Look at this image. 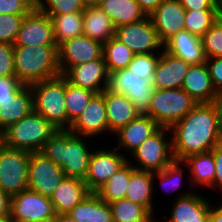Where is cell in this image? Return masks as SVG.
Instances as JSON below:
<instances>
[{"label": "cell", "mask_w": 222, "mask_h": 222, "mask_svg": "<svg viewBox=\"0 0 222 222\" xmlns=\"http://www.w3.org/2000/svg\"><path fill=\"white\" fill-rule=\"evenodd\" d=\"M172 130V152L175 160L212 151L222 142V124L211 103L197 104Z\"/></svg>", "instance_id": "obj_1"}, {"label": "cell", "mask_w": 222, "mask_h": 222, "mask_svg": "<svg viewBox=\"0 0 222 222\" xmlns=\"http://www.w3.org/2000/svg\"><path fill=\"white\" fill-rule=\"evenodd\" d=\"M82 136L69 129H58L44 143L40 153L61 167L65 177L85 179L91 152Z\"/></svg>", "instance_id": "obj_2"}, {"label": "cell", "mask_w": 222, "mask_h": 222, "mask_svg": "<svg viewBox=\"0 0 222 222\" xmlns=\"http://www.w3.org/2000/svg\"><path fill=\"white\" fill-rule=\"evenodd\" d=\"M16 79L24 85L61 75L58 46H14Z\"/></svg>", "instance_id": "obj_3"}, {"label": "cell", "mask_w": 222, "mask_h": 222, "mask_svg": "<svg viewBox=\"0 0 222 222\" xmlns=\"http://www.w3.org/2000/svg\"><path fill=\"white\" fill-rule=\"evenodd\" d=\"M29 86L33 94L34 111L42 115L57 130L69 129L72 123L67 119L66 112V78L59 75Z\"/></svg>", "instance_id": "obj_4"}, {"label": "cell", "mask_w": 222, "mask_h": 222, "mask_svg": "<svg viewBox=\"0 0 222 222\" xmlns=\"http://www.w3.org/2000/svg\"><path fill=\"white\" fill-rule=\"evenodd\" d=\"M56 130L42 115L32 111L6 129L0 135V140L9 148L35 153L41 151Z\"/></svg>", "instance_id": "obj_5"}, {"label": "cell", "mask_w": 222, "mask_h": 222, "mask_svg": "<svg viewBox=\"0 0 222 222\" xmlns=\"http://www.w3.org/2000/svg\"><path fill=\"white\" fill-rule=\"evenodd\" d=\"M197 103L182 88L154 89L149 112L146 114L160 127L171 128L192 110Z\"/></svg>", "instance_id": "obj_6"}, {"label": "cell", "mask_w": 222, "mask_h": 222, "mask_svg": "<svg viewBox=\"0 0 222 222\" xmlns=\"http://www.w3.org/2000/svg\"><path fill=\"white\" fill-rule=\"evenodd\" d=\"M30 154L0 142V189L7 195L12 197L28 189Z\"/></svg>", "instance_id": "obj_7"}, {"label": "cell", "mask_w": 222, "mask_h": 222, "mask_svg": "<svg viewBox=\"0 0 222 222\" xmlns=\"http://www.w3.org/2000/svg\"><path fill=\"white\" fill-rule=\"evenodd\" d=\"M107 89L126 95L139 114L146 115L149 112L154 85L129 69H118L109 73Z\"/></svg>", "instance_id": "obj_8"}, {"label": "cell", "mask_w": 222, "mask_h": 222, "mask_svg": "<svg viewBox=\"0 0 222 222\" xmlns=\"http://www.w3.org/2000/svg\"><path fill=\"white\" fill-rule=\"evenodd\" d=\"M167 131L171 132L170 128L160 127L132 152L141 165V168L135 166V169L155 173L163 170L175 160L172 142H167L164 139V133Z\"/></svg>", "instance_id": "obj_9"}, {"label": "cell", "mask_w": 222, "mask_h": 222, "mask_svg": "<svg viewBox=\"0 0 222 222\" xmlns=\"http://www.w3.org/2000/svg\"><path fill=\"white\" fill-rule=\"evenodd\" d=\"M114 37L124 43L134 54H151L163 46L149 16L115 28Z\"/></svg>", "instance_id": "obj_10"}, {"label": "cell", "mask_w": 222, "mask_h": 222, "mask_svg": "<svg viewBox=\"0 0 222 222\" xmlns=\"http://www.w3.org/2000/svg\"><path fill=\"white\" fill-rule=\"evenodd\" d=\"M64 177L61 167L43 154L40 152L30 154L28 189L50 198Z\"/></svg>", "instance_id": "obj_11"}, {"label": "cell", "mask_w": 222, "mask_h": 222, "mask_svg": "<svg viewBox=\"0 0 222 222\" xmlns=\"http://www.w3.org/2000/svg\"><path fill=\"white\" fill-rule=\"evenodd\" d=\"M10 216L13 222H37L55 218L56 214L49 197L26 189L12 196Z\"/></svg>", "instance_id": "obj_12"}, {"label": "cell", "mask_w": 222, "mask_h": 222, "mask_svg": "<svg viewBox=\"0 0 222 222\" xmlns=\"http://www.w3.org/2000/svg\"><path fill=\"white\" fill-rule=\"evenodd\" d=\"M14 46H57L51 18L34 7L25 15Z\"/></svg>", "instance_id": "obj_13"}, {"label": "cell", "mask_w": 222, "mask_h": 222, "mask_svg": "<svg viewBox=\"0 0 222 222\" xmlns=\"http://www.w3.org/2000/svg\"><path fill=\"white\" fill-rule=\"evenodd\" d=\"M102 55L103 44L84 34L68 39L58 46V66L61 75L73 66L95 60Z\"/></svg>", "instance_id": "obj_14"}, {"label": "cell", "mask_w": 222, "mask_h": 222, "mask_svg": "<svg viewBox=\"0 0 222 222\" xmlns=\"http://www.w3.org/2000/svg\"><path fill=\"white\" fill-rule=\"evenodd\" d=\"M128 159L114 149L99 150L91 153L88 171L84 182L91 192H96L107 182Z\"/></svg>", "instance_id": "obj_15"}, {"label": "cell", "mask_w": 222, "mask_h": 222, "mask_svg": "<svg viewBox=\"0 0 222 222\" xmlns=\"http://www.w3.org/2000/svg\"><path fill=\"white\" fill-rule=\"evenodd\" d=\"M63 76L74 86L86 88L100 94L107 88L109 73L102 55L95 60L69 68Z\"/></svg>", "instance_id": "obj_16"}, {"label": "cell", "mask_w": 222, "mask_h": 222, "mask_svg": "<svg viewBox=\"0 0 222 222\" xmlns=\"http://www.w3.org/2000/svg\"><path fill=\"white\" fill-rule=\"evenodd\" d=\"M185 15L186 9L179 0H163L149 15L163 44L173 35L185 30Z\"/></svg>", "instance_id": "obj_17"}, {"label": "cell", "mask_w": 222, "mask_h": 222, "mask_svg": "<svg viewBox=\"0 0 222 222\" xmlns=\"http://www.w3.org/2000/svg\"><path fill=\"white\" fill-rule=\"evenodd\" d=\"M69 130L78 136H95L103 131H109L104 91L96 94L82 114L71 124Z\"/></svg>", "instance_id": "obj_18"}, {"label": "cell", "mask_w": 222, "mask_h": 222, "mask_svg": "<svg viewBox=\"0 0 222 222\" xmlns=\"http://www.w3.org/2000/svg\"><path fill=\"white\" fill-rule=\"evenodd\" d=\"M190 64L165 50L160 53L154 72V89L182 88Z\"/></svg>", "instance_id": "obj_19"}, {"label": "cell", "mask_w": 222, "mask_h": 222, "mask_svg": "<svg viewBox=\"0 0 222 222\" xmlns=\"http://www.w3.org/2000/svg\"><path fill=\"white\" fill-rule=\"evenodd\" d=\"M163 45L166 52L181 58L190 65L206 62L201 37L191 34L187 30L173 35Z\"/></svg>", "instance_id": "obj_20"}, {"label": "cell", "mask_w": 222, "mask_h": 222, "mask_svg": "<svg viewBox=\"0 0 222 222\" xmlns=\"http://www.w3.org/2000/svg\"><path fill=\"white\" fill-rule=\"evenodd\" d=\"M91 191L83 180L64 177L50 197L55 214H68Z\"/></svg>", "instance_id": "obj_21"}, {"label": "cell", "mask_w": 222, "mask_h": 222, "mask_svg": "<svg viewBox=\"0 0 222 222\" xmlns=\"http://www.w3.org/2000/svg\"><path fill=\"white\" fill-rule=\"evenodd\" d=\"M104 101L110 132H117L140 115L136 111L135 105L124 94L114 93L106 88Z\"/></svg>", "instance_id": "obj_22"}, {"label": "cell", "mask_w": 222, "mask_h": 222, "mask_svg": "<svg viewBox=\"0 0 222 222\" xmlns=\"http://www.w3.org/2000/svg\"><path fill=\"white\" fill-rule=\"evenodd\" d=\"M182 89L199 104L212 102L216 90L206 63L190 66Z\"/></svg>", "instance_id": "obj_23"}, {"label": "cell", "mask_w": 222, "mask_h": 222, "mask_svg": "<svg viewBox=\"0 0 222 222\" xmlns=\"http://www.w3.org/2000/svg\"><path fill=\"white\" fill-rule=\"evenodd\" d=\"M211 206L194 193L181 195L172 210L169 222H208Z\"/></svg>", "instance_id": "obj_24"}, {"label": "cell", "mask_w": 222, "mask_h": 222, "mask_svg": "<svg viewBox=\"0 0 222 222\" xmlns=\"http://www.w3.org/2000/svg\"><path fill=\"white\" fill-rule=\"evenodd\" d=\"M159 128L157 122L148 115L140 114L114 134L119 135V146L130 149L132 153Z\"/></svg>", "instance_id": "obj_25"}, {"label": "cell", "mask_w": 222, "mask_h": 222, "mask_svg": "<svg viewBox=\"0 0 222 222\" xmlns=\"http://www.w3.org/2000/svg\"><path fill=\"white\" fill-rule=\"evenodd\" d=\"M34 111L33 94L29 85H24L12 102L0 104V135L11 125Z\"/></svg>", "instance_id": "obj_26"}, {"label": "cell", "mask_w": 222, "mask_h": 222, "mask_svg": "<svg viewBox=\"0 0 222 222\" xmlns=\"http://www.w3.org/2000/svg\"><path fill=\"white\" fill-rule=\"evenodd\" d=\"M83 34L104 45L114 37L115 26L99 6L85 7L83 11Z\"/></svg>", "instance_id": "obj_27"}, {"label": "cell", "mask_w": 222, "mask_h": 222, "mask_svg": "<svg viewBox=\"0 0 222 222\" xmlns=\"http://www.w3.org/2000/svg\"><path fill=\"white\" fill-rule=\"evenodd\" d=\"M68 214L78 222H113L112 209L95 192H91Z\"/></svg>", "instance_id": "obj_28"}, {"label": "cell", "mask_w": 222, "mask_h": 222, "mask_svg": "<svg viewBox=\"0 0 222 222\" xmlns=\"http://www.w3.org/2000/svg\"><path fill=\"white\" fill-rule=\"evenodd\" d=\"M98 6L109 16L115 28L147 17L136 0H101Z\"/></svg>", "instance_id": "obj_29"}, {"label": "cell", "mask_w": 222, "mask_h": 222, "mask_svg": "<svg viewBox=\"0 0 222 222\" xmlns=\"http://www.w3.org/2000/svg\"><path fill=\"white\" fill-rule=\"evenodd\" d=\"M154 173L135 169L127 186L126 199L146 207L153 214L152 190Z\"/></svg>", "instance_id": "obj_30"}, {"label": "cell", "mask_w": 222, "mask_h": 222, "mask_svg": "<svg viewBox=\"0 0 222 222\" xmlns=\"http://www.w3.org/2000/svg\"><path fill=\"white\" fill-rule=\"evenodd\" d=\"M187 167H190L192 172L191 180L195 185H208L212 187L214 185L216 167L213 153H198L187 156L182 160Z\"/></svg>", "instance_id": "obj_31"}, {"label": "cell", "mask_w": 222, "mask_h": 222, "mask_svg": "<svg viewBox=\"0 0 222 222\" xmlns=\"http://www.w3.org/2000/svg\"><path fill=\"white\" fill-rule=\"evenodd\" d=\"M129 163L127 161L95 192L103 201L111 203L126 197L130 175L135 170Z\"/></svg>", "instance_id": "obj_32"}, {"label": "cell", "mask_w": 222, "mask_h": 222, "mask_svg": "<svg viewBox=\"0 0 222 222\" xmlns=\"http://www.w3.org/2000/svg\"><path fill=\"white\" fill-rule=\"evenodd\" d=\"M53 23L56 45L83 34V11L48 15Z\"/></svg>", "instance_id": "obj_33"}, {"label": "cell", "mask_w": 222, "mask_h": 222, "mask_svg": "<svg viewBox=\"0 0 222 222\" xmlns=\"http://www.w3.org/2000/svg\"><path fill=\"white\" fill-rule=\"evenodd\" d=\"M113 222H154L152 213L144 206L126 198L109 203Z\"/></svg>", "instance_id": "obj_34"}, {"label": "cell", "mask_w": 222, "mask_h": 222, "mask_svg": "<svg viewBox=\"0 0 222 222\" xmlns=\"http://www.w3.org/2000/svg\"><path fill=\"white\" fill-rule=\"evenodd\" d=\"M134 55L130 48L115 37L103 45V56L108 73L127 68Z\"/></svg>", "instance_id": "obj_35"}, {"label": "cell", "mask_w": 222, "mask_h": 222, "mask_svg": "<svg viewBox=\"0 0 222 222\" xmlns=\"http://www.w3.org/2000/svg\"><path fill=\"white\" fill-rule=\"evenodd\" d=\"M96 94L92 90L74 86L66 79L65 102L67 119L73 123Z\"/></svg>", "instance_id": "obj_36"}, {"label": "cell", "mask_w": 222, "mask_h": 222, "mask_svg": "<svg viewBox=\"0 0 222 222\" xmlns=\"http://www.w3.org/2000/svg\"><path fill=\"white\" fill-rule=\"evenodd\" d=\"M220 9L186 10L185 30L202 37L219 19Z\"/></svg>", "instance_id": "obj_37"}, {"label": "cell", "mask_w": 222, "mask_h": 222, "mask_svg": "<svg viewBox=\"0 0 222 222\" xmlns=\"http://www.w3.org/2000/svg\"><path fill=\"white\" fill-rule=\"evenodd\" d=\"M159 56L151 54H135L127 69L145 78L148 83L154 85V72L159 60Z\"/></svg>", "instance_id": "obj_38"}, {"label": "cell", "mask_w": 222, "mask_h": 222, "mask_svg": "<svg viewBox=\"0 0 222 222\" xmlns=\"http://www.w3.org/2000/svg\"><path fill=\"white\" fill-rule=\"evenodd\" d=\"M206 58L222 57V20L219 18L201 37Z\"/></svg>", "instance_id": "obj_39"}, {"label": "cell", "mask_w": 222, "mask_h": 222, "mask_svg": "<svg viewBox=\"0 0 222 222\" xmlns=\"http://www.w3.org/2000/svg\"><path fill=\"white\" fill-rule=\"evenodd\" d=\"M44 2L46 4H44ZM44 2L40 0L35 5V8L46 15H61L72 12H80L85 9L81 0H45Z\"/></svg>", "instance_id": "obj_40"}, {"label": "cell", "mask_w": 222, "mask_h": 222, "mask_svg": "<svg viewBox=\"0 0 222 222\" xmlns=\"http://www.w3.org/2000/svg\"><path fill=\"white\" fill-rule=\"evenodd\" d=\"M26 14H1L0 15V43L13 44Z\"/></svg>", "instance_id": "obj_41"}, {"label": "cell", "mask_w": 222, "mask_h": 222, "mask_svg": "<svg viewBox=\"0 0 222 222\" xmlns=\"http://www.w3.org/2000/svg\"><path fill=\"white\" fill-rule=\"evenodd\" d=\"M182 163H183L182 161L174 160L170 165L166 166L163 170L155 172V174H157L156 176L160 179V183L162 184L163 189H166L165 186L166 187L171 186L173 190H175L180 186L183 172L179 164ZM165 191H167V189Z\"/></svg>", "instance_id": "obj_42"}, {"label": "cell", "mask_w": 222, "mask_h": 222, "mask_svg": "<svg viewBox=\"0 0 222 222\" xmlns=\"http://www.w3.org/2000/svg\"><path fill=\"white\" fill-rule=\"evenodd\" d=\"M0 77L16 78L13 44L0 43Z\"/></svg>", "instance_id": "obj_43"}, {"label": "cell", "mask_w": 222, "mask_h": 222, "mask_svg": "<svg viewBox=\"0 0 222 222\" xmlns=\"http://www.w3.org/2000/svg\"><path fill=\"white\" fill-rule=\"evenodd\" d=\"M34 7L30 0H0V15L28 14Z\"/></svg>", "instance_id": "obj_44"}, {"label": "cell", "mask_w": 222, "mask_h": 222, "mask_svg": "<svg viewBox=\"0 0 222 222\" xmlns=\"http://www.w3.org/2000/svg\"><path fill=\"white\" fill-rule=\"evenodd\" d=\"M24 86L16 78L0 77V104L12 102L14 95Z\"/></svg>", "instance_id": "obj_45"}, {"label": "cell", "mask_w": 222, "mask_h": 222, "mask_svg": "<svg viewBox=\"0 0 222 222\" xmlns=\"http://www.w3.org/2000/svg\"><path fill=\"white\" fill-rule=\"evenodd\" d=\"M205 63L215 90L222 88V57L206 58Z\"/></svg>", "instance_id": "obj_46"}, {"label": "cell", "mask_w": 222, "mask_h": 222, "mask_svg": "<svg viewBox=\"0 0 222 222\" xmlns=\"http://www.w3.org/2000/svg\"><path fill=\"white\" fill-rule=\"evenodd\" d=\"M186 10L220 9L221 0H179Z\"/></svg>", "instance_id": "obj_47"}, {"label": "cell", "mask_w": 222, "mask_h": 222, "mask_svg": "<svg viewBox=\"0 0 222 222\" xmlns=\"http://www.w3.org/2000/svg\"><path fill=\"white\" fill-rule=\"evenodd\" d=\"M211 152L213 153L216 167L214 185L212 188L215 186H221L222 188V142L218 144Z\"/></svg>", "instance_id": "obj_48"}, {"label": "cell", "mask_w": 222, "mask_h": 222, "mask_svg": "<svg viewBox=\"0 0 222 222\" xmlns=\"http://www.w3.org/2000/svg\"><path fill=\"white\" fill-rule=\"evenodd\" d=\"M12 197L0 189V216H8L11 213Z\"/></svg>", "instance_id": "obj_49"}, {"label": "cell", "mask_w": 222, "mask_h": 222, "mask_svg": "<svg viewBox=\"0 0 222 222\" xmlns=\"http://www.w3.org/2000/svg\"><path fill=\"white\" fill-rule=\"evenodd\" d=\"M147 16L151 15L163 0H136Z\"/></svg>", "instance_id": "obj_50"}, {"label": "cell", "mask_w": 222, "mask_h": 222, "mask_svg": "<svg viewBox=\"0 0 222 222\" xmlns=\"http://www.w3.org/2000/svg\"><path fill=\"white\" fill-rule=\"evenodd\" d=\"M211 104L214 106L216 114L222 124V88L215 91Z\"/></svg>", "instance_id": "obj_51"}, {"label": "cell", "mask_w": 222, "mask_h": 222, "mask_svg": "<svg viewBox=\"0 0 222 222\" xmlns=\"http://www.w3.org/2000/svg\"><path fill=\"white\" fill-rule=\"evenodd\" d=\"M217 208L211 207L208 222H222V206Z\"/></svg>", "instance_id": "obj_52"}, {"label": "cell", "mask_w": 222, "mask_h": 222, "mask_svg": "<svg viewBox=\"0 0 222 222\" xmlns=\"http://www.w3.org/2000/svg\"><path fill=\"white\" fill-rule=\"evenodd\" d=\"M55 219L56 222H78L70 214H57Z\"/></svg>", "instance_id": "obj_53"}, {"label": "cell", "mask_w": 222, "mask_h": 222, "mask_svg": "<svg viewBox=\"0 0 222 222\" xmlns=\"http://www.w3.org/2000/svg\"><path fill=\"white\" fill-rule=\"evenodd\" d=\"M84 7L98 6L101 0H81Z\"/></svg>", "instance_id": "obj_54"}, {"label": "cell", "mask_w": 222, "mask_h": 222, "mask_svg": "<svg viewBox=\"0 0 222 222\" xmlns=\"http://www.w3.org/2000/svg\"><path fill=\"white\" fill-rule=\"evenodd\" d=\"M0 222H13V219L10 215L8 216H0Z\"/></svg>", "instance_id": "obj_55"}, {"label": "cell", "mask_w": 222, "mask_h": 222, "mask_svg": "<svg viewBox=\"0 0 222 222\" xmlns=\"http://www.w3.org/2000/svg\"><path fill=\"white\" fill-rule=\"evenodd\" d=\"M37 222H56V219L55 218H50V219H47V220H42V221H37Z\"/></svg>", "instance_id": "obj_56"}, {"label": "cell", "mask_w": 222, "mask_h": 222, "mask_svg": "<svg viewBox=\"0 0 222 222\" xmlns=\"http://www.w3.org/2000/svg\"><path fill=\"white\" fill-rule=\"evenodd\" d=\"M219 18L222 20V4H221V7H220V11H219Z\"/></svg>", "instance_id": "obj_57"}, {"label": "cell", "mask_w": 222, "mask_h": 222, "mask_svg": "<svg viewBox=\"0 0 222 222\" xmlns=\"http://www.w3.org/2000/svg\"><path fill=\"white\" fill-rule=\"evenodd\" d=\"M34 5H36L40 0H30Z\"/></svg>", "instance_id": "obj_58"}]
</instances>
